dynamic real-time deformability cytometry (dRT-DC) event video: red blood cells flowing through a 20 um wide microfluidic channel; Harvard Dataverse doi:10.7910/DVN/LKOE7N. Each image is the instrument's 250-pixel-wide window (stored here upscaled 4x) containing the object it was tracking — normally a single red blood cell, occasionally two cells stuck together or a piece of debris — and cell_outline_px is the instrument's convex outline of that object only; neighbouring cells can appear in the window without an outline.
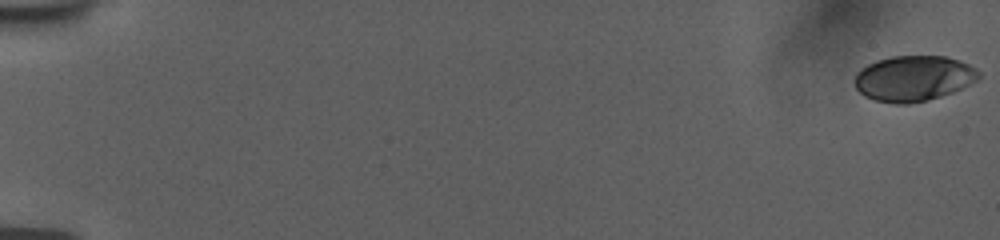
{"species": "human", "species_latin": "Homo sapiens", "temperature_condition": "room temperature", "stored_images_in_passage": 37, "camera_frame_rate_fps": 3000, "um_per_image_px": 0.085, "donor": {"sex": "female"}, "frame": {"image": 1, "passage_image": 1, "time_ms": 0.0, "image_size_px": [1000, 240], "cell_outline_px": [[980, 76], [976, 80], [952, 92], [928, 100], [908, 104], [896, 104], [872, 100], [864, 96], [856, 88], [856, 72], [860, 68], [876, 60], [892, 56], [944, 56], [960, 60], [976, 68], [980, 72]], "centroid_in_image_um": [77.63, 6.66], "position_along_channel_um": 7.4, "area_um2": 32.95}}
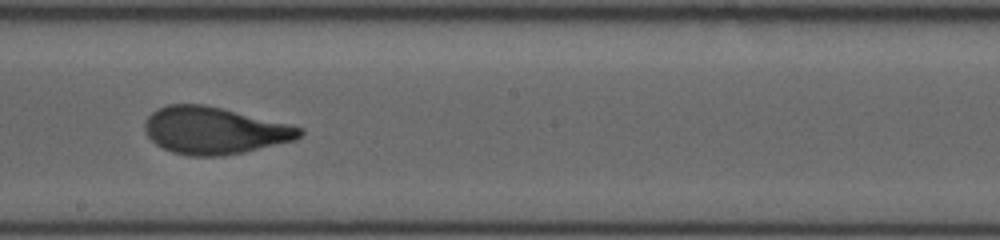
{"frame": {"image": 2, "passage_image": 18, "time_ms": 5.667, "image_size_px": [1000, 240], "cell_outline_px": [[304, 132], [296, 140], [244, 152], [220, 156], [188, 156], [172, 152], [156, 144], [144, 132], [144, 120], [152, 112], [168, 104], [204, 104], [292, 124], [304, 128]], "centroid_in_image_um": [18.24, 11.09], "position_along_channel_um": 230.0, "area_um2": 42.71}}
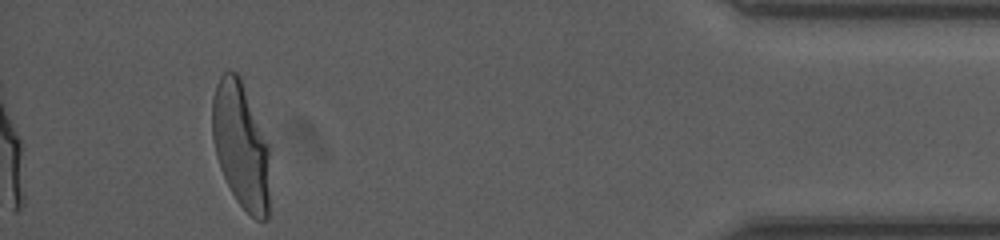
{"frame": {"image": 3, "passage_image": 37, "time_ms": 12.0, "image_size_px": [1000, 240], "cell_outline_px": [[268, 216], [264, 220], [256, 220], [236, 200], [220, 168], [216, 156], [212, 136], [212, 100], [216, 84], [220, 76], [228, 68], [236, 72], [240, 76], [268, 144]], "centroid_in_image_um": [20.44, 12.31], "position_along_channel_um": 414.8, "area_um2": 41.96}, "authors_computed_cell_mechanics": {"area_um2": 41.9628, "velocity_mm_per_s": 3.7411, "shape_relaxation_time_tau1_ms": 4.5431, "shape_relaxation_time_tau2_ms": 0.7954, "deformation_change_tau1": 0.2031, "deformation_change_tau2": 0.073}}